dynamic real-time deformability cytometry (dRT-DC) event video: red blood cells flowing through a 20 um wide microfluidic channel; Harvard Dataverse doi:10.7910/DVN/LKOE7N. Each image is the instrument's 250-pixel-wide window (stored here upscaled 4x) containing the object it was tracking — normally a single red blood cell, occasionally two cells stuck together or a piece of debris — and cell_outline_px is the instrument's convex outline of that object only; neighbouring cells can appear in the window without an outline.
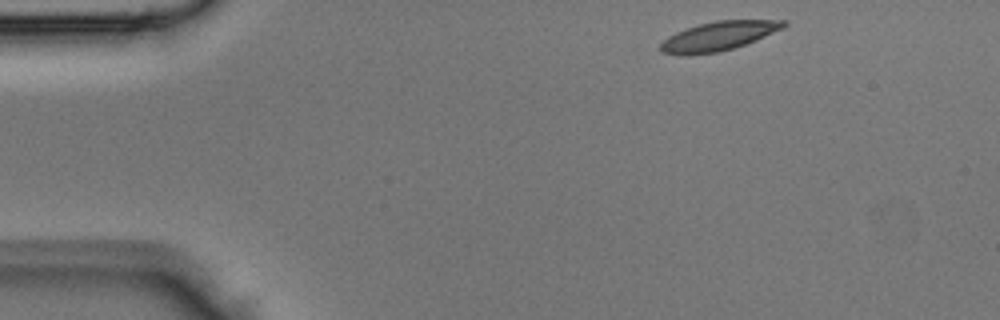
{"species": "Egyptian fruit bat (a non-hibernating species)", "species_latin": "Rousettus aegyptiacus", "temperature_condition": "room temperature", "stored_images_in_passage": 39, "camera_frame_rate_fps": 3000, "um_per_image_px": 0.085, "animal": {"sex": "male"}, "frame": {"image": 1, "passage_image": 1, "time_ms": 0.0, "image_size_px": [1000, 320], "cell_outline_px": [[788, 24], [756, 40], [720, 52], [660, 52], [660, 44], [668, 36], [676, 32], [700, 24], [716, 20], [788, 20]], "centroid_in_image_um": [61.14, 3.02], "position_along_channel_um": 23.9, "area_um2": 19.83}}
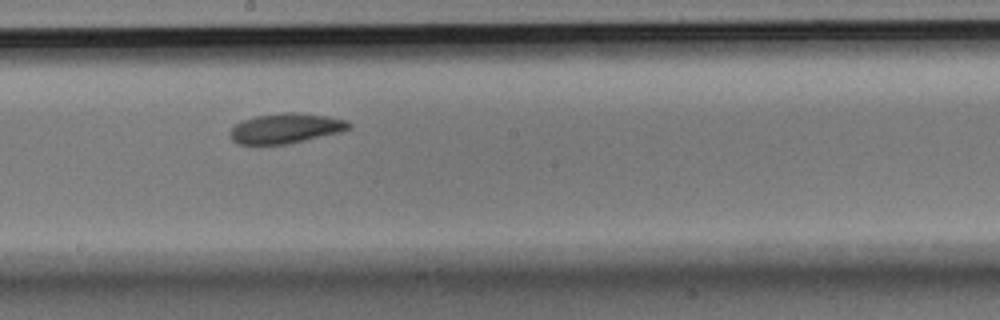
{"frame": {"image": 2, "passage_image": 19, "time_ms": 6.0, "image_size_px": [1000, 320], "cell_outline_px": [[352, 128], [340, 132], [288, 144], [240, 144], [232, 140], [228, 132], [240, 120], [256, 116], [284, 112], [300, 112], [332, 116], [348, 120], [352, 124]], "centroid_in_image_um": [24.33, 10.89], "position_along_channel_um": 223.9, "area_um2": 21.1}}
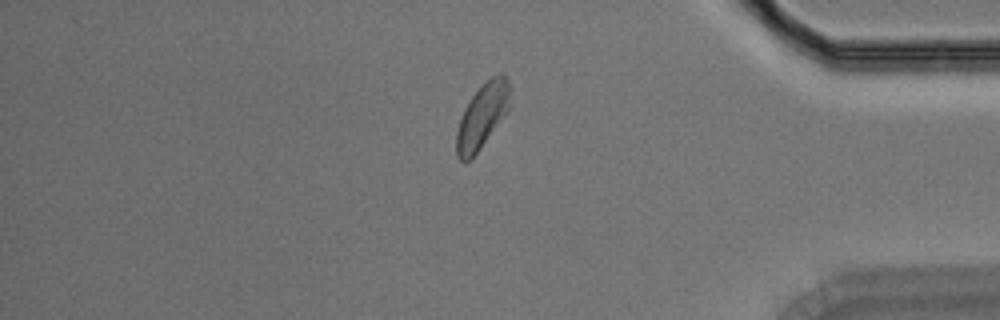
{"frame": {"image": 3, "passage_image": 32, "time_ms": 10.333, "image_size_px": [1000, 320], "cell_outline_px": [[512, 88], [508, 112], [476, 152], [464, 164], [456, 156], [456, 132], [464, 108], [472, 96], [492, 76], [500, 72], [504, 76]], "centroid_in_image_um": [41.0, 9.85], "position_along_channel_um": 394.2, "area_um2": 19.94}}